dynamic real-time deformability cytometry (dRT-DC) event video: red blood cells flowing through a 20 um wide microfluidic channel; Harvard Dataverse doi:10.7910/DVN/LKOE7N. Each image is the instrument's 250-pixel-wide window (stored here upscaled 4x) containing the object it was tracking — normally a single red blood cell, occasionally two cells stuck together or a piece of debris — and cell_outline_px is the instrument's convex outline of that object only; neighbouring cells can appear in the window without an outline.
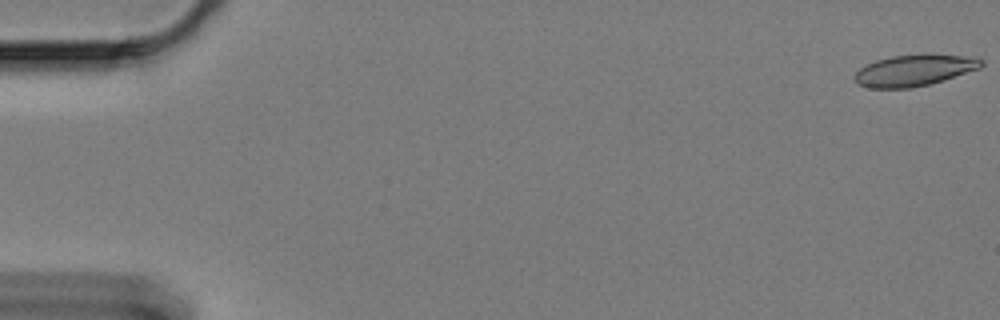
{"species": "Egyptian fruit bat (a non-hibernating species)", "species_latin": "Rousettus aegyptiacus", "temperature_condition": "cold", "stored_images_in_passage": 19, "camera_frame_rate_fps": 3000, "um_per_image_px": 0.085, "animal": {"sex": "female"}, "frame": {"image": 1, "passage_image": 1, "time_ms": 0.0, "image_size_px": [1000, 320], "cell_outline_px": [[984, 64], [980, 68], [928, 84], [912, 88], [868, 88], [856, 84], [852, 76], [864, 64], [876, 60], [892, 56], [920, 52], [928, 52], [976, 56], [984, 60]], "centroid_in_image_um": [77.72, 5.93], "position_along_channel_um": 7.3, "area_um2": 23.99}}
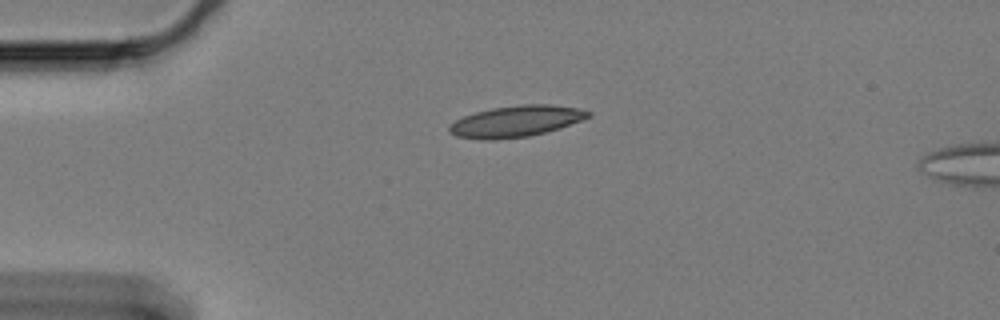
{"frame": {"image": 2, "passage_image": 15, "time_ms": 4.667, "image_size_px": [1000, 320], "cell_outline_px": [[592, 116], [544, 132], [528, 136], [496, 140], [484, 140], [456, 136], [448, 132], [448, 124], [464, 116], [476, 112], [492, 108], [520, 104], [552, 104], [576, 108], [592, 112]], "centroid_in_image_um": [43.8, 10.31], "position_along_channel_um": 41.2, "area_um2": 25.14}}